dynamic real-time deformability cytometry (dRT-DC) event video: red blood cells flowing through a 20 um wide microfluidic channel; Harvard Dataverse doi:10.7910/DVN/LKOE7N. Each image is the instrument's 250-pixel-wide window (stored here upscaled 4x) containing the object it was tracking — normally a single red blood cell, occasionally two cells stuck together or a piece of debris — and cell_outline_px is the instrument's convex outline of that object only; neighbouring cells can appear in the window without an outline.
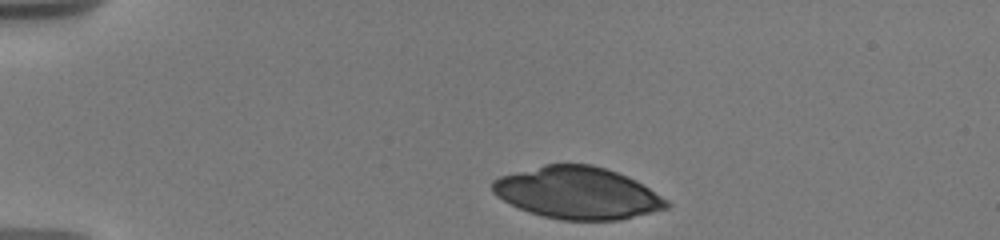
{"species": "human", "species_latin": "Homo sapiens", "temperature_condition": "warm", "stored_images_in_passage": 6, "camera_frame_rate_fps": 3000, "um_per_image_px": 0.085, "donor": {"sex": "male"}, "frame": {"image": 1, "passage_image": 1, "time_ms": 0.0, "image_size_px": [1000, 240], "cell_outline_px": [[672, 204], [668, 208], [620, 220], [560, 220], [528, 212], [496, 196], [492, 192], [492, 180], [500, 176], [544, 164], [592, 164], [628, 176], [636, 180], [668, 200]], "centroid_in_image_um": [49.1, 16.4], "position_along_channel_um": 35.9, "area_um2": 52.77}}